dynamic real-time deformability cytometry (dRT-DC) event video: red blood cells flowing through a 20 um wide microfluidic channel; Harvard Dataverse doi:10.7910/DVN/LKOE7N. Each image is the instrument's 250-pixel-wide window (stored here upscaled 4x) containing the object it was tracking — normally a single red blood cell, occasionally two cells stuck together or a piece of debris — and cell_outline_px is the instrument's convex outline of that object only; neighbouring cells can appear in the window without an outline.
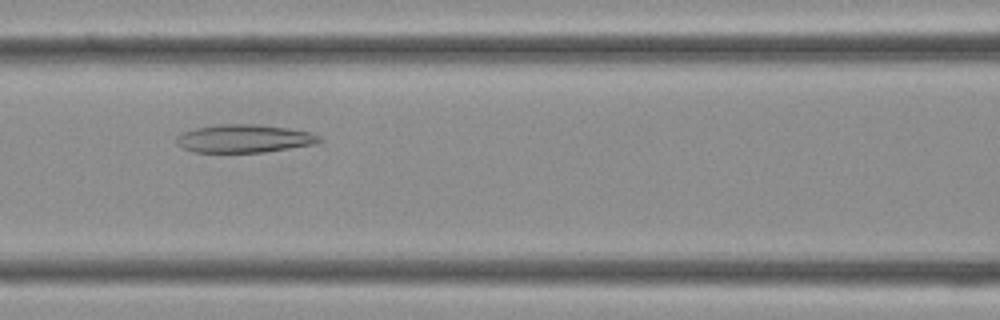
{"species": "Egyptian fruit bat (a non-hibernating species)", "species_latin": "Rousettus aegyptiacus", "temperature_condition": "cold", "stored_images_in_passage": 29, "camera_frame_rate_fps": 3000, "um_per_image_px": 0.085, "frame": {"image": 1, "passage_image": 8, "time_ms": 2.333, "image_size_px": [1000, 320], "cell_outline_px": [[320, 140], [316, 144], [264, 152], [192, 152], [176, 144], [176, 136], [184, 132], [196, 128], [220, 124], [256, 124], [288, 128], [308, 132], [320, 136]], "centroid_in_image_um": [20.73, 11.78], "position_along_channel_um": 145.9, "area_um2": 23.24}}
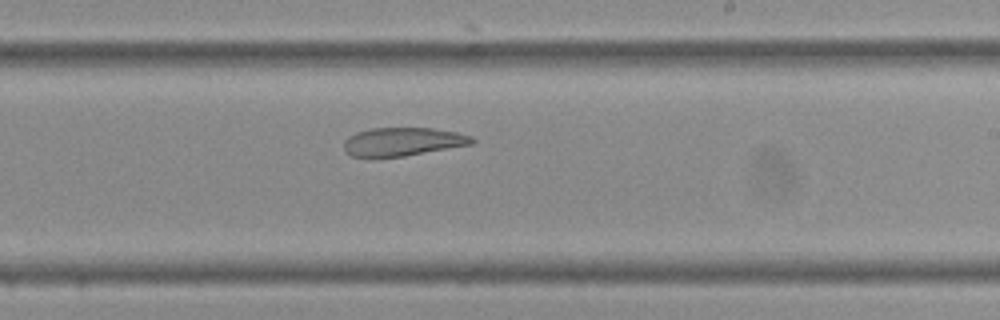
{"frame": {"image": 2, "passage_image": 14, "time_ms": 4.333, "image_size_px": [1000, 320], "cell_outline_px": [[476, 140], [472, 144], [404, 156], [352, 156], [344, 152], [344, 140], [348, 136], [356, 132], [372, 128], [432, 128], [456, 132], [472, 136]], "centroid_in_image_um": [34.23, 12.03], "position_along_channel_um": 254.8, "area_um2": 21.04}}
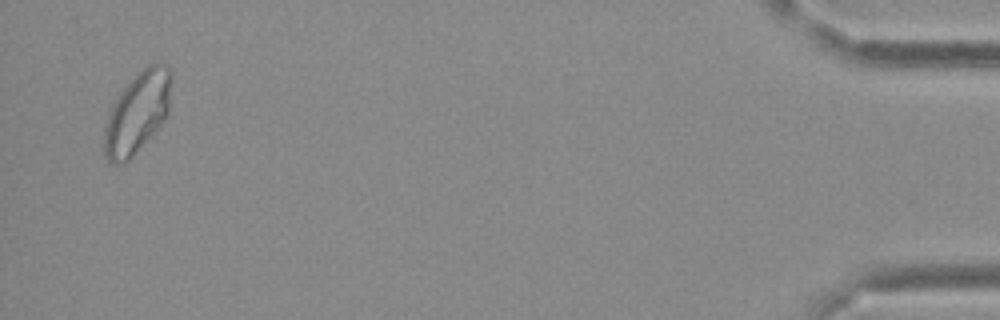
{"frame": {"image": 3, "passage_image": 28, "time_ms": 9.0, "image_size_px": [1000, 320], "cell_outline_px": [[172, 80], [168, 112], [164, 120], [132, 156], [124, 164], [112, 164], [104, 156], [104, 128], [108, 116], [116, 100], [124, 88], [148, 64], [164, 64], [172, 72]], "centroid_in_image_um": [11.68, 9.6], "position_along_channel_um": 423.5, "area_um2": 31.04}}